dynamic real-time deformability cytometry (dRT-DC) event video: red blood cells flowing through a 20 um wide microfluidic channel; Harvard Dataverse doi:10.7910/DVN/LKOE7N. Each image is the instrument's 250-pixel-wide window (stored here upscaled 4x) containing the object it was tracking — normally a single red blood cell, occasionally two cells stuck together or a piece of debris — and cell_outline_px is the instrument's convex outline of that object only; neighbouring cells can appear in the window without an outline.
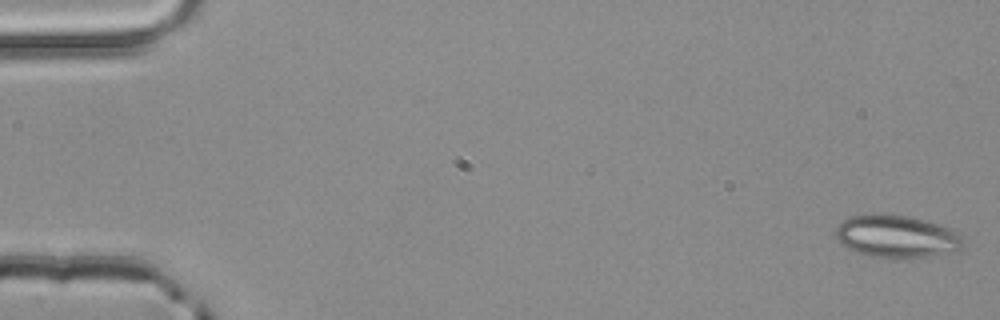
{"species": "common noctule bat (a hibernating species)", "species_latin": "Nyctalus noctula", "temperature_condition": "room temperature", "stored_images_in_passage": 4, "camera_frame_rate_fps": 3000, "um_per_image_px": 0.085, "animal": {"sex": "male", "body_mass_g": 20.4}, "frame": {"image": 1, "passage_image": 1, "time_ms": 0.0, "image_size_px": [1000, 320], "cell_outline_px": [[964, 244], [960, 252], [928, 256], [868, 256], [848, 248], [836, 236], [836, 228], [848, 216], [880, 212], [912, 216], [940, 224], [952, 228], [960, 236]], "centroid_in_image_um": [76.27, 20.05], "position_along_channel_um": 8.7, "area_um2": 31.62}}
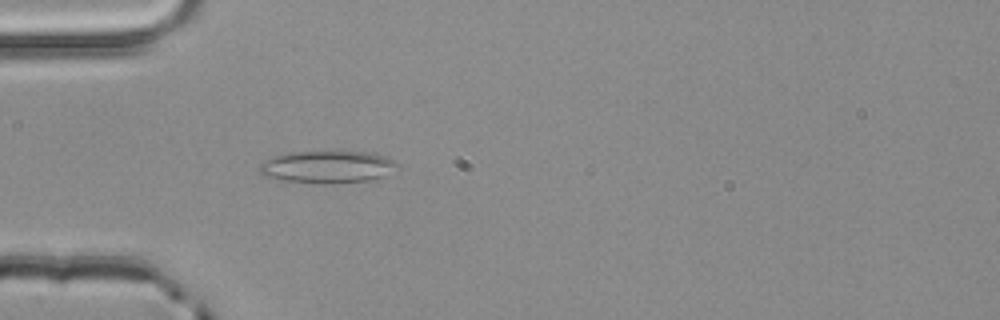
{"frame": {"image": 2, "passage_image": 4, "time_ms": 1.0, "image_size_px": [1000, 320], "cell_outline_px": [[400, 164], [384, 176], [372, 180], [340, 184], [320, 184], [280, 180], [264, 176], [260, 172], [260, 164], [264, 160], [284, 152], [372, 152], [396, 160]], "centroid_in_image_um": [27.84, 14.2], "position_along_channel_um": 57.2, "area_um2": 26.36}}